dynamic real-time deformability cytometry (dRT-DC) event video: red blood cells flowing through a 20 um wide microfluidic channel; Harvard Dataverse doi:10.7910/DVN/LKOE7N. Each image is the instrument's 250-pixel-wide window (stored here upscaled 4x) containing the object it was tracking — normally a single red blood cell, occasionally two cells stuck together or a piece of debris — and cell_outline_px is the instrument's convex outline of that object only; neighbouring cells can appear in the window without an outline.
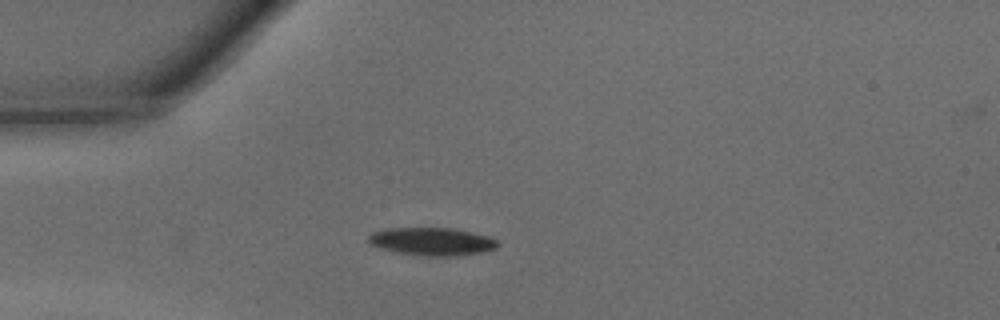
{"species": "common noctule bat (a hibernating species)", "species_latin": "Nyctalus noctula", "temperature_condition": "warm", "stored_images_in_passage": 33, "camera_frame_rate_fps": 3000, "um_per_image_px": 0.085, "animal": {"sex": "male", "body_mass_g": 15.6}, "frame": {"image": 1, "passage_image": 1, "time_ms": 0.0, "image_size_px": [1000, 320], "cell_outline_px": [[500, 244], [496, 248], [484, 252], [452, 256], [416, 256], [380, 248], [372, 244], [368, 240], [368, 236], [372, 232], [388, 228], [452, 228], [488, 236], [496, 240]], "centroid_in_image_um": [36.72, 20.53], "position_along_channel_um": 48.3, "area_um2": 20.98}}
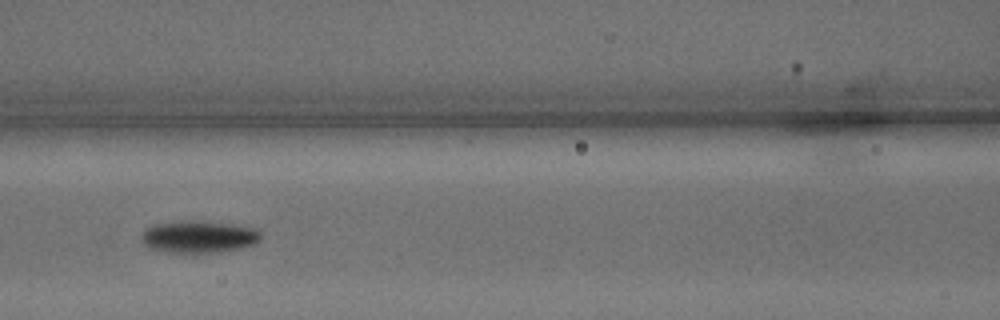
{"frame": {"image": 2, "passage_image": 9, "time_ms": 2.667, "image_size_px": [1000, 320], "cell_outline_px": [[260, 240], [256, 244], [224, 252], [168, 252], [148, 248], [140, 240], [140, 236], [144, 228], [152, 224], [192, 220], [228, 224], [252, 228], [260, 232]], "centroid_in_image_um": [16.83, 20.13], "position_along_channel_um": 149.8, "area_um2": 22.37}}
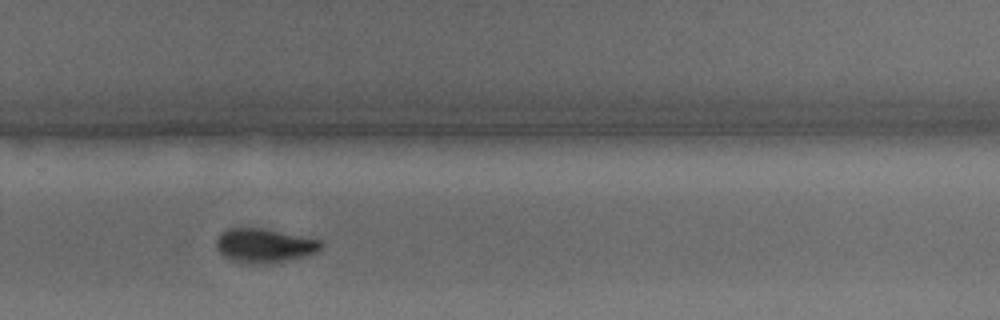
{"frame": {"image": 3, "passage_image": 20, "time_ms": 6.333, "image_size_px": [1000, 320], "cell_outline_px": [[324, 244], [316, 252], [308, 256], [288, 260], [240, 264], [224, 256], [216, 248], [216, 240], [220, 232], [228, 228], [264, 228], [320, 240]], "centroid_in_image_um": [22.44, 20.86], "position_along_channel_um": 307.4, "area_um2": 20.69}, "authors_computed_cell_mechanics": {"area_um2": 21.2126, "velocity_mm_per_s": 4.3074, "shape_relaxation_time_tau1_ms": null, "shape_relaxation_time_tau2_ms": 3.0841, "deformation_change_tau1": null, "deformation_change_tau2": 0.0714}}